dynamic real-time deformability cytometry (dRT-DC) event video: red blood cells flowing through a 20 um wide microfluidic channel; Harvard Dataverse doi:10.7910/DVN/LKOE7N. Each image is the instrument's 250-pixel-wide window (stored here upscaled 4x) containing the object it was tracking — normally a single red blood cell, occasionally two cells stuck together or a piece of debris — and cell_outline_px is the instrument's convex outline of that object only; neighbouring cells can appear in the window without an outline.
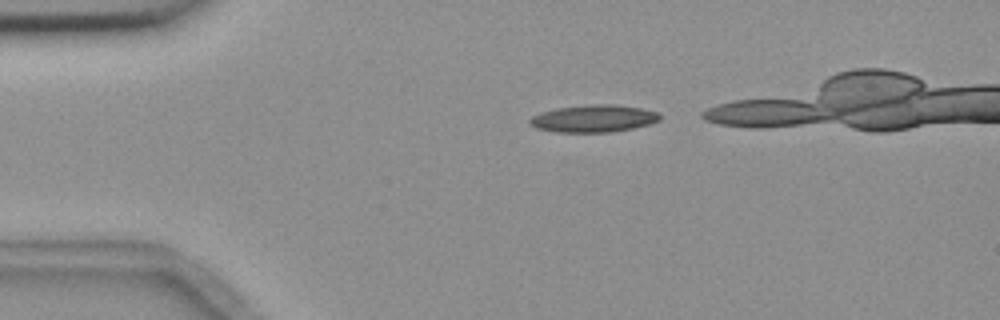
{"species": "common noctule bat (a hibernating species)", "species_latin": "Nyctalus noctula", "temperature_condition": "room temperature", "stored_images_in_passage": 3, "camera_frame_rate_fps": 3000, "um_per_image_px": 0.085, "animal": {"sex": "female", "body_mass_g": 18.4}, "frame": {"image": 1, "passage_image": 1, "time_ms": 0.0, "image_size_px": [1000, 320], "cell_outline_px": [[660, 120], [648, 124], [632, 128], [612, 132], [556, 132], [536, 128], [528, 124], [528, 120], [532, 116], [540, 112], [556, 108], [588, 104], [612, 104], [640, 108], [660, 112]], "centroid_in_image_um": [50.42, 10.07], "position_along_channel_um": 34.6, "area_um2": 20.81}}